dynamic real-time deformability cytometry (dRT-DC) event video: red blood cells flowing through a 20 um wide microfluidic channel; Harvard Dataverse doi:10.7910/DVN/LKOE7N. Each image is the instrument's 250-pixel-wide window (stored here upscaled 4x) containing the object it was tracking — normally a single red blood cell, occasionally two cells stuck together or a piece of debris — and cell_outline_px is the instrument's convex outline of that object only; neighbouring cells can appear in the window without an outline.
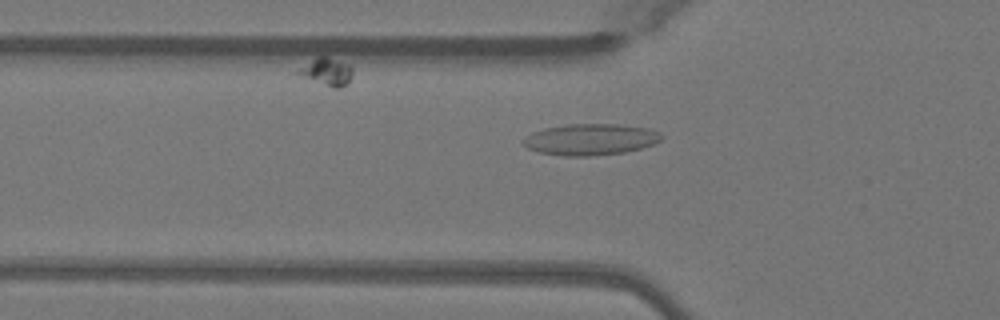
{"species": "Egyptian fruit bat (a non-hibernating species)", "species_latin": "Rousettus aegyptiacus", "temperature_condition": "warm", "stored_images_in_passage": 30, "camera_frame_rate_fps": 3000, "um_per_image_px": 0.085, "animal": {"sex": "female"}, "frame": {"image": 1, "passage_image": 2, "time_ms": 0.333, "image_size_px": [1000, 320], "cell_outline_px": [[664, 136], [660, 140], [652, 144], [640, 148], [624, 152], [592, 156], [564, 156], [540, 152], [528, 148], [520, 140], [532, 132], [544, 128], [568, 124], [616, 124], [648, 128], [660, 132]], "centroid_in_image_um": [50.18, 11.85], "position_along_channel_um": 75.6, "area_um2": 25.2}}
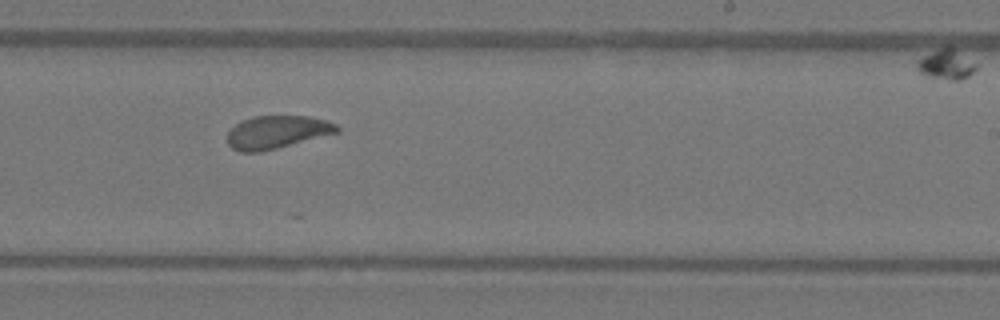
{"frame": {"image": 2, "passage_image": 16, "time_ms": 5.0, "image_size_px": [1000, 320], "cell_outline_px": [[340, 132], [260, 152], [240, 152], [232, 148], [228, 144], [228, 132], [236, 124], [252, 116], [308, 116], [328, 120], [336, 124], [340, 128]], "centroid_in_image_um": [23.57, 11.22], "position_along_channel_um": 265.4, "area_um2": 20.98}}
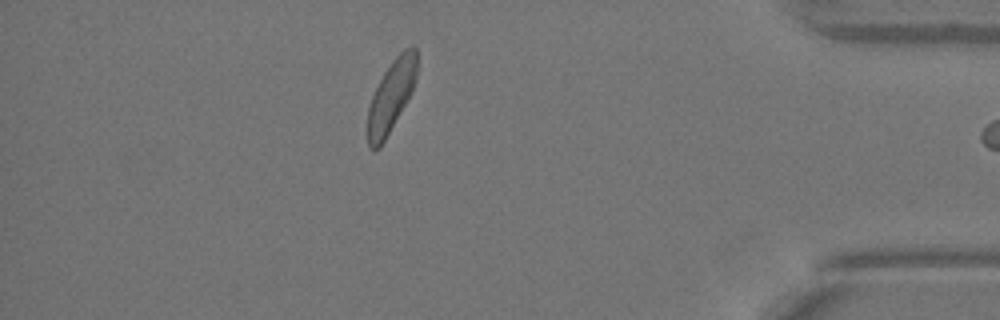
{"frame": {"image": 3, "passage_image": 29, "time_ms": 9.333, "image_size_px": [1000, 320], "cell_outline_px": [[416, 80], [412, 92], [380, 148], [376, 152], [372, 152], [368, 148], [368, 108], [372, 96], [384, 72], [392, 60], [404, 48], [412, 44], [416, 48]], "centroid_in_image_um": [33.25, 8.19], "position_along_channel_um": 402.0, "area_um2": 20.58}}